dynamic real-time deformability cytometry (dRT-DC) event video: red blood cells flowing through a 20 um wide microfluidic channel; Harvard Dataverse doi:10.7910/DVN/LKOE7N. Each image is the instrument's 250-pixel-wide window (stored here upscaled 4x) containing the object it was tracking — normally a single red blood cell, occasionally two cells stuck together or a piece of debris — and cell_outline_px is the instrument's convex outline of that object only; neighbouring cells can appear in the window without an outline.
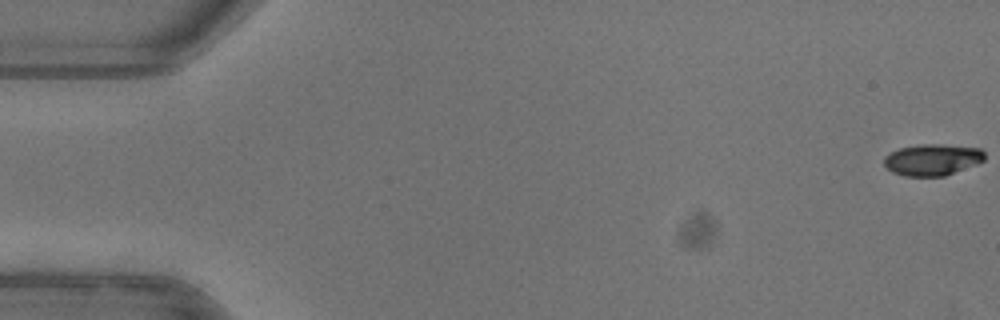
{"species": "common noctule bat (a hibernating species)", "species_latin": "Nyctalus noctula", "temperature_condition": "warm", "stored_images_in_passage": 22, "camera_frame_rate_fps": 3000, "um_per_image_px": 0.085, "animal": {"sex": "female"}, "frame": {"image": 1, "passage_image": 1, "time_ms": 0.0, "image_size_px": [1000, 320], "cell_outline_px": [[984, 160], [976, 164], [944, 176], [904, 176], [892, 172], [884, 164], [884, 156], [900, 148], [924, 144], [940, 144], [980, 148], [984, 152]], "centroid_in_image_um": [79.25, 13.58], "position_along_channel_um": 5.8, "area_um2": 18.26}}
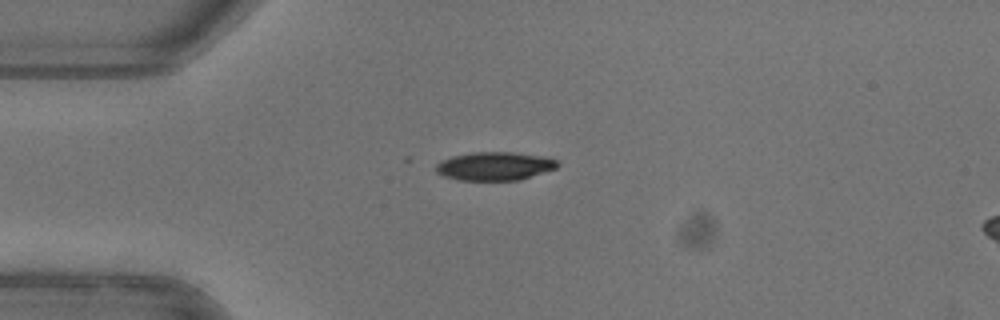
{"frame": {"image": 2, "passage_image": 14, "time_ms": 4.333, "image_size_px": [1000, 320], "cell_outline_px": [[560, 164], [556, 168], [520, 180], [460, 180], [444, 176], [436, 172], [436, 164], [452, 156], [472, 152], [512, 152], [544, 156], [556, 160]], "centroid_in_image_um": [42.06, 14.12], "position_along_channel_um": 42.9, "area_um2": 20.06}}
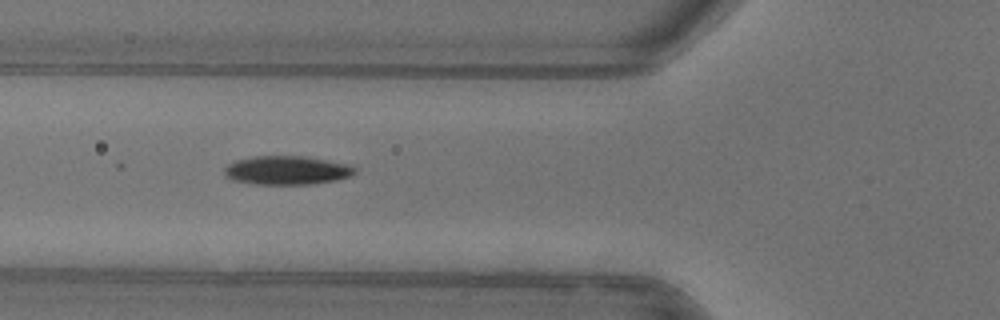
{"frame": {"image": 3, "passage_image": 20, "time_ms": 6.333, "image_size_px": [1000, 320], "cell_outline_px": [[356, 172], [352, 176], [336, 180], [312, 184], [256, 184], [232, 180], [224, 176], [224, 168], [228, 164], [236, 160], [252, 156], [304, 156], [348, 164], [356, 168]], "centroid_in_image_um": [24.37, 14.47], "position_along_channel_um": 101.4, "area_um2": 21.96}}